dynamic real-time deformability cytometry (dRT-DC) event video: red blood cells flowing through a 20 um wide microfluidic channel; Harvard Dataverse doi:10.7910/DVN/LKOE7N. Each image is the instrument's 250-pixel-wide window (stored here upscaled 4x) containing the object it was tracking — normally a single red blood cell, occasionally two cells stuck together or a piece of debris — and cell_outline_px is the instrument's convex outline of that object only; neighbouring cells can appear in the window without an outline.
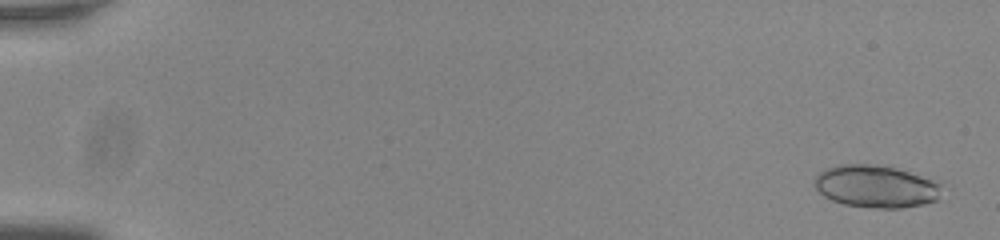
{"species": "common noctule bat (a hibernating species)", "species_latin": "Nyctalus noctula", "temperature_condition": "room temperature", "stored_images_in_passage": 55, "camera_frame_rate_fps": 3000, "um_per_image_px": 0.085, "animal": {"sex": "male", "body_mass_g": 20.0, "forearm_length_mm": 53.3}, "frame": {"image": 1, "passage_image": 2, "time_ms": 0.333, "image_size_px": [1000, 240], "cell_outline_px": [[940, 184], [936, 200], [924, 204], [900, 208], [876, 208], [844, 204], [832, 200], [824, 196], [812, 184], [812, 180], [824, 168], [840, 164], [876, 164], [896, 168], [940, 180]], "centroid_in_image_um": [74.43, 15.82], "position_along_channel_um": 10.6, "area_um2": 31.67}}
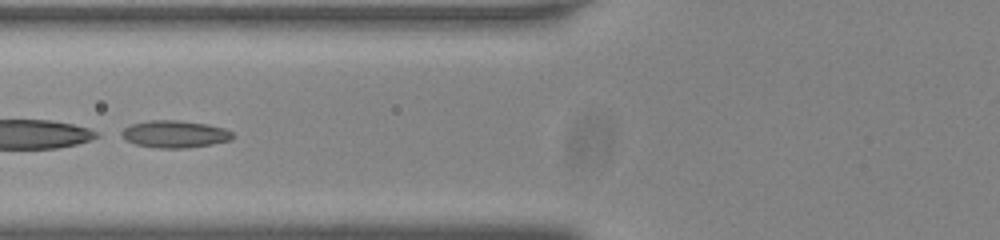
{"frame": {"image": 2, "passage_image": 24, "time_ms": 7.667, "image_size_px": [1000, 240], "cell_outline_px": [[236, 136], [232, 140], [212, 144], [188, 148], [160, 148], [136, 144], [124, 140], [116, 136], [116, 132], [132, 124], [148, 120], [176, 120], [208, 124], [224, 128], [232, 132]], "centroid_in_image_um": [14.8, 11.4], "position_along_channel_um": 111.0, "area_um2": 18.03}}